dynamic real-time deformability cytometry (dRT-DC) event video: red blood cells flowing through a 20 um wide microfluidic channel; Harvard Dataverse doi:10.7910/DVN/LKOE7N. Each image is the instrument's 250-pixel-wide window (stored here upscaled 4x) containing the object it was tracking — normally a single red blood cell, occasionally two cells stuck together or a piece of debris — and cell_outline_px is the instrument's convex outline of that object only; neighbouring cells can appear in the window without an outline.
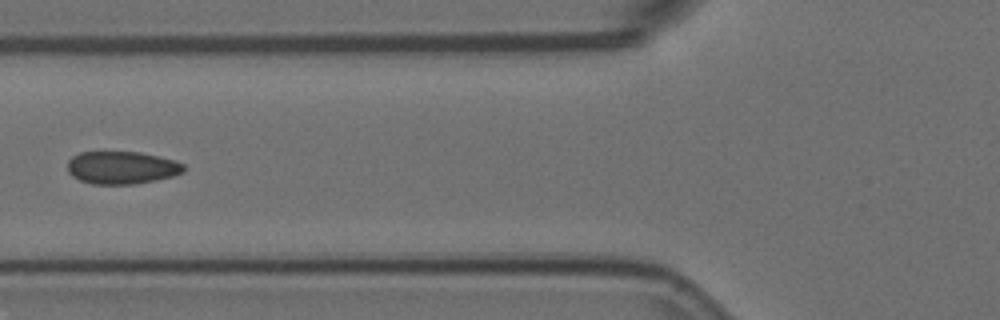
{"species": "Egyptian fruit bat (a non-hibernating species)", "species_latin": "Rousettus aegyptiacus", "temperature_condition": "room temperature", "stored_images_in_passage": 4, "camera_frame_rate_fps": 3000, "um_per_image_px": 0.085, "animal": {"sex": "female"}, "frame": {"image": 1, "passage_image": 4, "time_ms": 1.0, "image_size_px": [1000, 320], "cell_outline_px": [[184, 172], [172, 176], [156, 180], [136, 184], [92, 184], [80, 180], [72, 176], [68, 172], [68, 160], [72, 156], [80, 152], [140, 152], [172, 160], [184, 164]], "centroid_in_image_um": [10.32, 14.25], "position_along_channel_um": 115.5, "area_um2": 22.08}}